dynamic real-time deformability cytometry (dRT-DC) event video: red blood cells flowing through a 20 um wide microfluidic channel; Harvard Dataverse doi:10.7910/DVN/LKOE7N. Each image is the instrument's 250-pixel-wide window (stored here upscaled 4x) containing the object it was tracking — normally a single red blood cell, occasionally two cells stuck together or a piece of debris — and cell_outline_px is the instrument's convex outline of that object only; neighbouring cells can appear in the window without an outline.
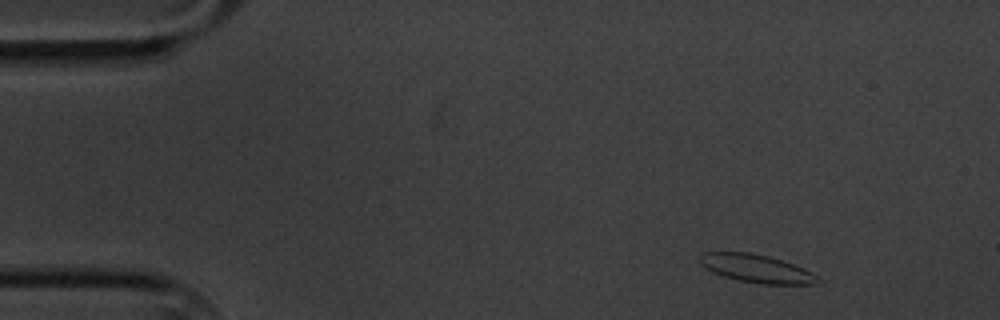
{"species": "common noctule bat (a hibernating species)", "species_latin": "Nyctalus noctula", "temperature_condition": "cold", "stored_images_in_passage": 3, "camera_frame_rate_fps": 3000, "um_per_image_px": 0.085, "animal": {"sex": "male", "body_mass_g": 20.1, "forearm_length_mm": 53.5}, "frame": {"image": 1, "passage_image": 1, "time_ms": 0.0, "image_size_px": [1000, 320], "cell_outline_px": [[820, 280], [816, 284], [760, 284], [740, 280], [724, 276], [712, 272], [700, 264], [700, 256], [704, 252], [748, 252], [768, 256], [804, 268], [812, 272]], "centroid_in_image_um": [64.29, 22.83], "position_along_channel_um": 20.7, "area_um2": 19.07}}